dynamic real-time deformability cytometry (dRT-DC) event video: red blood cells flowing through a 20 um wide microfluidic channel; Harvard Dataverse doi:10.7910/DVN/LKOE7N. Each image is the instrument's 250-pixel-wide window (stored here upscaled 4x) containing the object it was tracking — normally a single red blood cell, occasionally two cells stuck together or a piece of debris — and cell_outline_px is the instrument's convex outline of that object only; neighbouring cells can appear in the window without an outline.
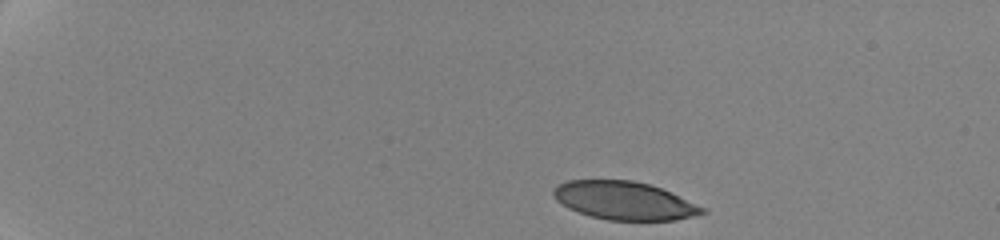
{"species": "human", "species_latin": "Homo sapiens", "temperature_condition": "cold", "stored_images_in_passage": 28, "camera_frame_rate_fps": 3000, "um_per_image_px": 0.085, "donor": {"sex": "female"}, "frame": {"image": 1, "passage_image": 1, "time_ms": 0.0, "image_size_px": [1000, 240], "cell_outline_px": [[708, 212], [676, 220], [608, 220], [592, 216], [568, 208], [556, 200], [552, 196], [552, 188], [556, 184], [568, 180], [632, 180], [648, 184], [660, 188], [704, 208]], "centroid_in_image_um": [52.99, 17.04], "position_along_channel_um": 32.0, "area_um2": 32.83}}
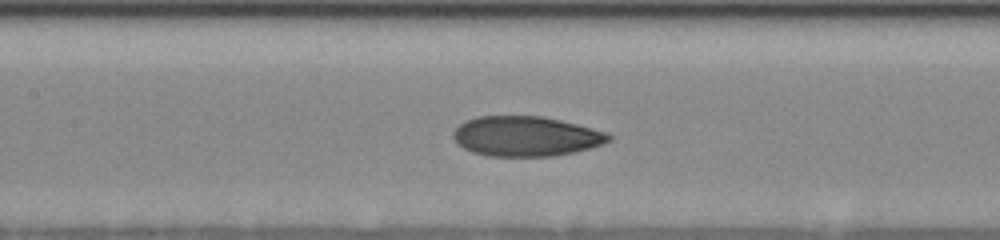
{"frame": {"image": 2, "passage_image": 11, "time_ms": 6.667, "image_size_px": [1000, 240], "cell_outline_px": [[612, 140], [604, 144], [572, 152], [552, 156], [488, 156], [472, 152], [456, 144], [452, 136], [452, 132], [464, 120], [476, 116], [540, 116], [560, 120], [608, 132], [612, 136]], "centroid_in_image_um": [44.67, 11.58], "position_along_channel_um": 162.7, "area_um2": 36.36}}
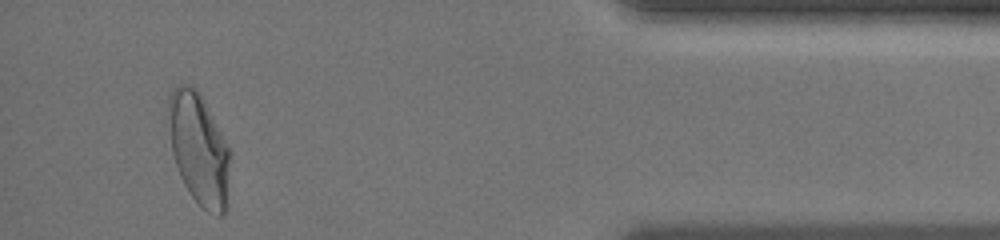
{"frame": {"image": 3, "passage_image": 25, "time_ms": 15.0, "image_size_px": [1000, 240], "cell_outline_px": [[232, 152], [228, 204], [224, 212], [220, 216], [216, 216], [208, 212], [192, 196], [184, 184], [180, 176], [172, 152], [168, 108], [168, 96], [180, 84], [192, 84], [196, 88], [204, 100]], "centroid_in_image_um": [16.96, 12.69], "position_along_channel_um": 418.2, "area_um2": 40.46}, "authors_computed_cell_mechanics": {"area_um2": 36.3851, "velocity_mm_per_s": 3.5307, "shape_relaxation_time_tau1_ms": 5.0591, "shape_relaxation_time_tau2_ms": 1.305, "deformation_change_tau1": 0.1763, "deformation_change_tau2": 0.072}}